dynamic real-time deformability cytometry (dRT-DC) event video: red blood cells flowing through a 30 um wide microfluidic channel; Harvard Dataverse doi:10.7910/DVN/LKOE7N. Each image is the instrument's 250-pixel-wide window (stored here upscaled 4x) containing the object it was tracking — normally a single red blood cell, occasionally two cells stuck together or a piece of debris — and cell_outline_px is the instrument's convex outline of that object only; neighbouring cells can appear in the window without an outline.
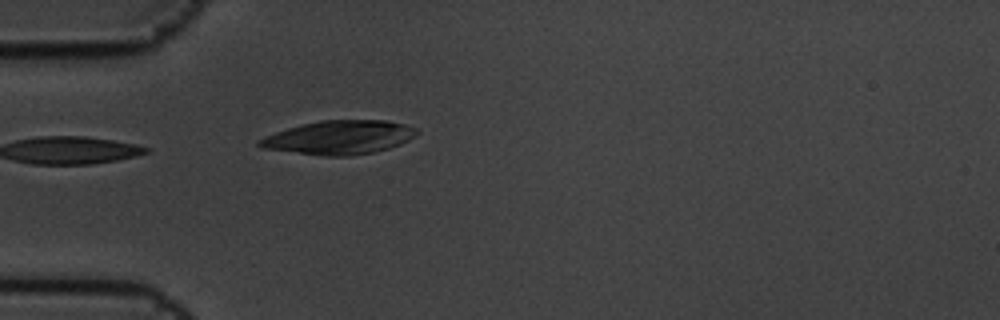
{"species": "common noctule bat (a hibernating species)", "species_latin": "Nyctalus noctula", "temperature_condition": "cold", "stored_images_in_passage": 4, "camera_frame_rate_fps": 3000, "um_per_image_px": 0.085, "animal": {"sex": "male", "body_mass_g": 19.5, "forearm_length_mm": 54.6}, "frame": {"image": 1, "passage_image": 4, "time_ms": 1.0, "image_size_px": [1000, 320], "cell_outline_px": [[420, 132], [416, 136], [400, 144], [388, 148], [372, 152], [348, 156], [324, 156], [264, 148], [256, 144], [256, 140], [276, 132], [288, 128], [320, 120], [384, 120], [404, 124], [416, 128]], "centroid_in_image_um": [28.85, 11.68], "position_along_channel_um": 56.1, "area_um2": 30.75}}